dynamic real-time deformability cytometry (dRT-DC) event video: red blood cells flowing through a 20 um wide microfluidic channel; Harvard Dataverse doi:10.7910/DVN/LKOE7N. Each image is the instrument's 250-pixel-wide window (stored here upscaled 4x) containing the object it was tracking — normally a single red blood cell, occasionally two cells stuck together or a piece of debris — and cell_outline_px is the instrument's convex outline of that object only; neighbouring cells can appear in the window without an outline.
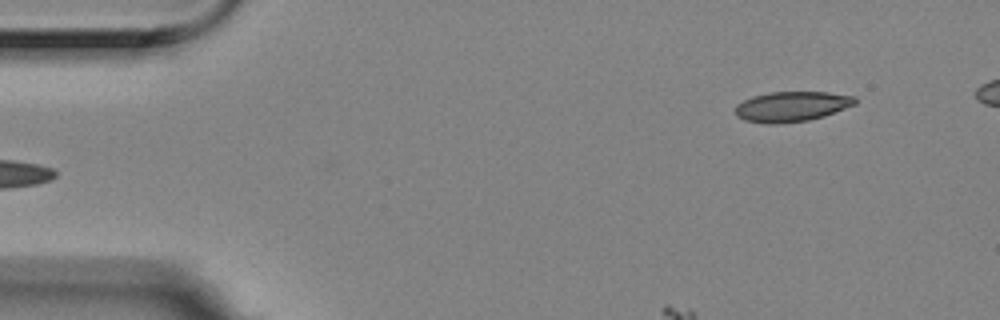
{"species": "Egyptian fruit bat (a non-hibernating species)", "species_latin": "Rousettus aegyptiacus", "temperature_condition": "room temperature", "stored_images_in_passage": 5, "camera_frame_rate_fps": 3000, "um_per_image_px": 0.085, "animal": {"sex": "female"}, "frame": {"image": 1, "passage_image": 5, "time_ms": 1.333, "image_size_px": [1000, 320], "cell_outline_px": [[856, 104], [824, 116], [808, 120], [776, 124], [768, 124], [744, 120], [736, 116], [736, 104], [752, 96], [768, 92], [828, 92], [856, 96]], "centroid_in_image_um": [67.29, 9.05], "position_along_channel_um": 17.7, "area_um2": 21.1}}